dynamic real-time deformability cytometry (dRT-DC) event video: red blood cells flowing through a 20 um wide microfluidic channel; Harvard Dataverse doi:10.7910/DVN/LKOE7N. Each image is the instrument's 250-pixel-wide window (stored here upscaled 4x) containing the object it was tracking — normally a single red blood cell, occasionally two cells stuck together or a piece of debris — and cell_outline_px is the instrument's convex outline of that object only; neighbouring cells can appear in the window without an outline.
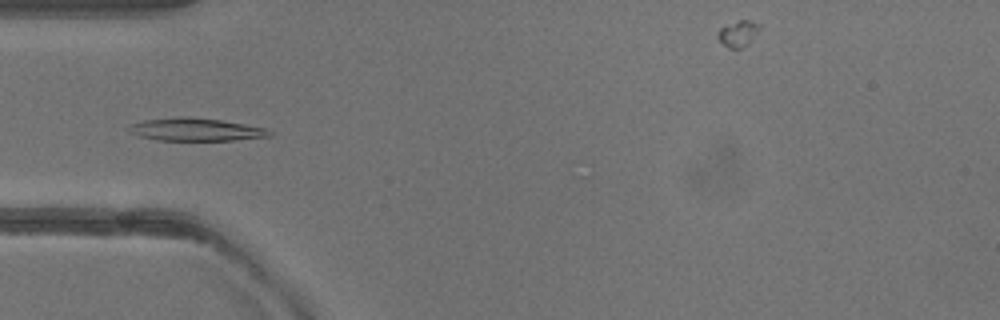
{"species": "common noctule bat (a hibernating species)", "species_latin": "Nyctalus noctula", "temperature_condition": "warm", "stored_images_in_passage": 51, "camera_frame_rate_fps": 3000, "um_per_image_px": 0.085, "animal": {"sex": "female"}, "frame": {"image": 1, "passage_image": 15, "time_ms": 4.667, "image_size_px": [1000, 320], "cell_outline_px": [[272, 136], [232, 140], [156, 140], [140, 136], [132, 132], [128, 128], [132, 124], [144, 120], [176, 116], [188, 116], [220, 120], [244, 124], [264, 128], [272, 132]], "centroid_in_image_um": [16.64, 11.0], "position_along_channel_um": 68.4, "area_um2": 18.5}}
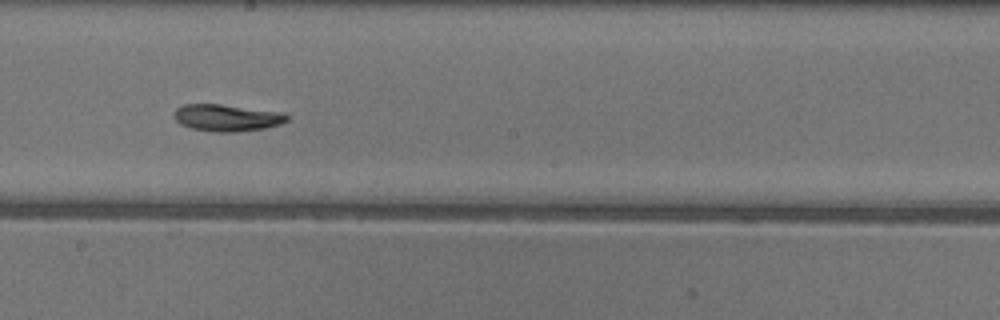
{"frame": {"image": 2, "passage_image": 27, "time_ms": 8.667, "image_size_px": [1000, 320], "cell_outline_px": [[288, 120], [280, 124], [264, 128], [240, 132], [212, 132], [192, 128], [180, 124], [172, 116], [172, 112], [176, 108], [184, 104], [220, 104], [284, 112], [288, 116]], "centroid_in_image_um": [19.26, 10.01], "position_along_channel_um": 228.9, "area_um2": 17.92}}
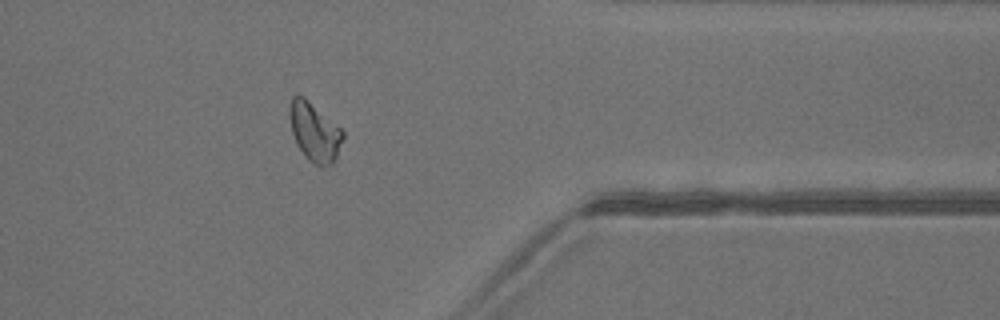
{"frame": {"image": 3, "passage_image": 40, "time_ms": 13.0, "image_size_px": [1000, 320], "cell_outline_px": [[344, 136], [336, 156], [332, 164], [320, 168], [308, 160], [304, 156], [296, 144], [292, 132], [288, 116], [288, 108], [292, 96], [304, 96], [340, 128], [344, 132]], "centroid_in_image_um": [26.7, 11.23], "position_along_channel_um": 384.7, "area_um2": 18.32}, "authors_computed_cell_mechanics": {"area_um2": 18.0336, "velocity_mm_per_s": 3.991, "shape_relaxation_time_tau1_ms": 4.8292, "shape_relaxation_time_tau2_ms": 9.6034, "deformation_change_tau1": 0.1672, "deformation_change_tau2": 0.1309}}